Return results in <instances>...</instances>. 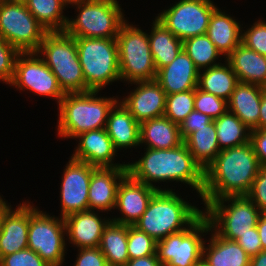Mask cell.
<instances>
[{
	"mask_svg": "<svg viewBox=\"0 0 266 266\" xmlns=\"http://www.w3.org/2000/svg\"><path fill=\"white\" fill-rule=\"evenodd\" d=\"M261 166L251 142L221 150L204 171V205L227 196L247 195Z\"/></svg>",
	"mask_w": 266,
	"mask_h": 266,
	"instance_id": "1",
	"label": "cell"
},
{
	"mask_svg": "<svg viewBox=\"0 0 266 266\" xmlns=\"http://www.w3.org/2000/svg\"><path fill=\"white\" fill-rule=\"evenodd\" d=\"M128 173L136 180L163 191L152 182L180 181L194 188L202 197L204 170L195 161L184 141L171 149L146 148L144 156L127 164Z\"/></svg>",
	"mask_w": 266,
	"mask_h": 266,
	"instance_id": "2",
	"label": "cell"
},
{
	"mask_svg": "<svg viewBox=\"0 0 266 266\" xmlns=\"http://www.w3.org/2000/svg\"><path fill=\"white\" fill-rule=\"evenodd\" d=\"M202 213L203 211L167 188L153 195L134 227L159 241L185 230Z\"/></svg>",
	"mask_w": 266,
	"mask_h": 266,
	"instance_id": "3",
	"label": "cell"
},
{
	"mask_svg": "<svg viewBox=\"0 0 266 266\" xmlns=\"http://www.w3.org/2000/svg\"><path fill=\"white\" fill-rule=\"evenodd\" d=\"M99 91L67 93L59 103L58 134L75 138L79 134L105 128L116 98L96 97Z\"/></svg>",
	"mask_w": 266,
	"mask_h": 266,
	"instance_id": "4",
	"label": "cell"
},
{
	"mask_svg": "<svg viewBox=\"0 0 266 266\" xmlns=\"http://www.w3.org/2000/svg\"><path fill=\"white\" fill-rule=\"evenodd\" d=\"M36 53L43 56L65 94L91 91L85 83L73 36L65 31L47 32Z\"/></svg>",
	"mask_w": 266,
	"mask_h": 266,
	"instance_id": "5",
	"label": "cell"
},
{
	"mask_svg": "<svg viewBox=\"0 0 266 266\" xmlns=\"http://www.w3.org/2000/svg\"><path fill=\"white\" fill-rule=\"evenodd\" d=\"M86 86L100 91L121 80L116 38L74 37Z\"/></svg>",
	"mask_w": 266,
	"mask_h": 266,
	"instance_id": "6",
	"label": "cell"
},
{
	"mask_svg": "<svg viewBox=\"0 0 266 266\" xmlns=\"http://www.w3.org/2000/svg\"><path fill=\"white\" fill-rule=\"evenodd\" d=\"M75 6L78 16L68 19L65 28L73 37L117 38L126 21L117 0H83Z\"/></svg>",
	"mask_w": 266,
	"mask_h": 266,
	"instance_id": "7",
	"label": "cell"
},
{
	"mask_svg": "<svg viewBox=\"0 0 266 266\" xmlns=\"http://www.w3.org/2000/svg\"><path fill=\"white\" fill-rule=\"evenodd\" d=\"M205 207L203 213L211 228L220 237L232 241L256 227L261 215L260 209L247 195L223 197L210 201Z\"/></svg>",
	"mask_w": 266,
	"mask_h": 266,
	"instance_id": "8",
	"label": "cell"
},
{
	"mask_svg": "<svg viewBox=\"0 0 266 266\" xmlns=\"http://www.w3.org/2000/svg\"><path fill=\"white\" fill-rule=\"evenodd\" d=\"M116 41L122 80L134 84L156 79L157 71L147 33L125 21L119 29Z\"/></svg>",
	"mask_w": 266,
	"mask_h": 266,
	"instance_id": "9",
	"label": "cell"
},
{
	"mask_svg": "<svg viewBox=\"0 0 266 266\" xmlns=\"http://www.w3.org/2000/svg\"><path fill=\"white\" fill-rule=\"evenodd\" d=\"M210 222L202 213L188 228L157 241L156 254L163 266H196L202 261L205 241L201 233L210 232Z\"/></svg>",
	"mask_w": 266,
	"mask_h": 266,
	"instance_id": "10",
	"label": "cell"
},
{
	"mask_svg": "<svg viewBox=\"0 0 266 266\" xmlns=\"http://www.w3.org/2000/svg\"><path fill=\"white\" fill-rule=\"evenodd\" d=\"M46 33L25 2L0 3V35L20 52H36Z\"/></svg>",
	"mask_w": 266,
	"mask_h": 266,
	"instance_id": "11",
	"label": "cell"
},
{
	"mask_svg": "<svg viewBox=\"0 0 266 266\" xmlns=\"http://www.w3.org/2000/svg\"><path fill=\"white\" fill-rule=\"evenodd\" d=\"M66 228L63 218L39 211L30 204L28 248L50 266H62L65 256Z\"/></svg>",
	"mask_w": 266,
	"mask_h": 266,
	"instance_id": "12",
	"label": "cell"
},
{
	"mask_svg": "<svg viewBox=\"0 0 266 266\" xmlns=\"http://www.w3.org/2000/svg\"><path fill=\"white\" fill-rule=\"evenodd\" d=\"M216 8L211 0H180L158 14L156 19L184 41L207 33L211 15Z\"/></svg>",
	"mask_w": 266,
	"mask_h": 266,
	"instance_id": "13",
	"label": "cell"
},
{
	"mask_svg": "<svg viewBox=\"0 0 266 266\" xmlns=\"http://www.w3.org/2000/svg\"><path fill=\"white\" fill-rule=\"evenodd\" d=\"M9 84L20 90L27 89L41 96L55 98L58 105L65 95L56 76L36 52H21L18 55Z\"/></svg>",
	"mask_w": 266,
	"mask_h": 266,
	"instance_id": "14",
	"label": "cell"
},
{
	"mask_svg": "<svg viewBox=\"0 0 266 266\" xmlns=\"http://www.w3.org/2000/svg\"><path fill=\"white\" fill-rule=\"evenodd\" d=\"M96 167L86 162L70 159L62 176L60 198L61 218L88 209V189Z\"/></svg>",
	"mask_w": 266,
	"mask_h": 266,
	"instance_id": "15",
	"label": "cell"
},
{
	"mask_svg": "<svg viewBox=\"0 0 266 266\" xmlns=\"http://www.w3.org/2000/svg\"><path fill=\"white\" fill-rule=\"evenodd\" d=\"M158 190L134 179L127 173L120 181L117 189L116 203L114 209H119V218L111 221L134 226L142 214L145 212L150 199Z\"/></svg>",
	"mask_w": 266,
	"mask_h": 266,
	"instance_id": "16",
	"label": "cell"
},
{
	"mask_svg": "<svg viewBox=\"0 0 266 266\" xmlns=\"http://www.w3.org/2000/svg\"><path fill=\"white\" fill-rule=\"evenodd\" d=\"M2 200L0 228V259L3 256L28 248L30 203L23 202L15 210Z\"/></svg>",
	"mask_w": 266,
	"mask_h": 266,
	"instance_id": "17",
	"label": "cell"
},
{
	"mask_svg": "<svg viewBox=\"0 0 266 266\" xmlns=\"http://www.w3.org/2000/svg\"><path fill=\"white\" fill-rule=\"evenodd\" d=\"M138 87L120 102L140 124L164 116L166 93L156 80L134 82Z\"/></svg>",
	"mask_w": 266,
	"mask_h": 266,
	"instance_id": "18",
	"label": "cell"
},
{
	"mask_svg": "<svg viewBox=\"0 0 266 266\" xmlns=\"http://www.w3.org/2000/svg\"><path fill=\"white\" fill-rule=\"evenodd\" d=\"M75 138L79 139L72 159L86 162L96 168L127 167V164H113L116 150L105 128L86 131Z\"/></svg>",
	"mask_w": 266,
	"mask_h": 266,
	"instance_id": "19",
	"label": "cell"
},
{
	"mask_svg": "<svg viewBox=\"0 0 266 266\" xmlns=\"http://www.w3.org/2000/svg\"><path fill=\"white\" fill-rule=\"evenodd\" d=\"M127 173V167L95 168L88 189V209L102 212L113 209L118 185Z\"/></svg>",
	"mask_w": 266,
	"mask_h": 266,
	"instance_id": "20",
	"label": "cell"
},
{
	"mask_svg": "<svg viewBox=\"0 0 266 266\" xmlns=\"http://www.w3.org/2000/svg\"><path fill=\"white\" fill-rule=\"evenodd\" d=\"M199 70L192 59L182 50L168 65L157 71L156 81L166 95L196 89L198 86Z\"/></svg>",
	"mask_w": 266,
	"mask_h": 266,
	"instance_id": "21",
	"label": "cell"
},
{
	"mask_svg": "<svg viewBox=\"0 0 266 266\" xmlns=\"http://www.w3.org/2000/svg\"><path fill=\"white\" fill-rule=\"evenodd\" d=\"M99 217L93 210L81 211L64 218L66 236L77 248L99 247L105 227L111 221Z\"/></svg>",
	"mask_w": 266,
	"mask_h": 266,
	"instance_id": "22",
	"label": "cell"
},
{
	"mask_svg": "<svg viewBox=\"0 0 266 266\" xmlns=\"http://www.w3.org/2000/svg\"><path fill=\"white\" fill-rule=\"evenodd\" d=\"M105 130L116 151L140 146V124L119 101L109 112Z\"/></svg>",
	"mask_w": 266,
	"mask_h": 266,
	"instance_id": "23",
	"label": "cell"
},
{
	"mask_svg": "<svg viewBox=\"0 0 266 266\" xmlns=\"http://www.w3.org/2000/svg\"><path fill=\"white\" fill-rule=\"evenodd\" d=\"M263 87L239 82L230 99L228 111L234 113L250 130L258 129Z\"/></svg>",
	"mask_w": 266,
	"mask_h": 266,
	"instance_id": "24",
	"label": "cell"
},
{
	"mask_svg": "<svg viewBox=\"0 0 266 266\" xmlns=\"http://www.w3.org/2000/svg\"><path fill=\"white\" fill-rule=\"evenodd\" d=\"M226 58L239 82L261 87L266 84V56L240 43Z\"/></svg>",
	"mask_w": 266,
	"mask_h": 266,
	"instance_id": "25",
	"label": "cell"
},
{
	"mask_svg": "<svg viewBox=\"0 0 266 266\" xmlns=\"http://www.w3.org/2000/svg\"><path fill=\"white\" fill-rule=\"evenodd\" d=\"M212 237L208 247L203 246L202 261L208 266H250V256L236 242L220 237L210 228Z\"/></svg>",
	"mask_w": 266,
	"mask_h": 266,
	"instance_id": "26",
	"label": "cell"
},
{
	"mask_svg": "<svg viewBox=\"0 0 266 266\" xmlns=\"http://www.w3.org/2000/svg\"><path fill=\"white\" fill-rule=\"evenodd\" d=\"M241 29L233 17L217 7L211 15L206 34L217 50L227 57L241 43Z\"/></svg>",
	"mask_w": 266,
	"mask_h": 266,
	"instance_id": "27",
	"label": "cell"
},
{
	"mask_svg": "<svg viewBox=\"0 0 266 266\" xmlns=\"http://www.w3.org/2000/svg\"><path fill=\"white\" fill-rule=\"evenodd\" d=\"M183 142L179 125L167 117L153 118L140 123V144L151 149H171Z\"/></svg>",
	"mask_w": 266,
	"mask_h": 266,
	"instance_id": "28",
	"label": "cell"
},
{
	"mask_svg": "<svg viewBox=\"0 0 266 266\" xmlns=\"http://www.w3.org/2000/svg\"><path fill=\"white\" fill-rule=\"evenodd\" d=\"M148 35L156 71L170 64L183 50L182 40L177 38L156 18Z\"/></svg>",
	"mask_w": 266,
	"mask_h": 266,
	"instance_id": "29",
	"label": "cell"
},
{
	"mask_svg": "<svg viewBox=\"0 0 266 266\" xmlns=\"http://www.w3.org/2000/svg\"><path fill=\"white\" fill-rule=\"evenodd\" d=\"M225 62V65L220 63L219 65L203 69L202 71L204 72L200 70L197 87L204 92L211 93L228 101L239 80L230 64L227 61Z\"/></svg>",
	"mask_w": 266,
	"mask_h": 266,
	"instance_id": "30",
	"label": "cell"
},
{
	"mask_svg": "<svg viewBox=\"0 0 266 266\" xmlns=\"http://www.w3.org/2000/svg\"><path fill=\"white\" fill-rule=\"evenodd\" d=\"M184 143L204 171L221 151L214 121L191 133Z\"/></svg>",
	"mask_w": 266,
	"mask_h": 266,
	"instance_id": "31",
	"label": "cell"
},
{
	"mask_svg": "<svg viewBox=\"0 0 266 266\" xmlns=\"http://www.w3.org/2000/svg\"><path fill=\"white\" fill-rule=\"evenodd\" d=\"M99 248L108 266H126L129 260L127 225L110 221L103 231Z\"/></svg>",
	"mask_w": 266,
	"mask_h": 266,
	"instance_id": "32",
	"label": "cell"
},
{
	"mask_svg": "<svg viewBox=\"0 0 266 266\" xmlns=\"http://www.w3.org/2000/svg\"><path fill=\"white\" fill-rule=\"evenodd\" d=\"M27 9L46 32H63L68 17L63 15L65 5L60 0H25Z\"/></svg>",
	"mask_w": 266,
	"mask_h": 266,
	"instance_id": "33",
	"label": "cell"
},
{
	"mask_svg": "<svg viewBox=\"0 0 266 266\" xmlns=\"http://www.w3.org/2000/svg\"><path fill=\"white\" fill-rule=\"evenodd\" d=\"M220 150L241 146L250 142V132L232 112L226 111L214 119Z\"/></svg>",
	"mask_w": 266,
	"mask_h": 266,
	"instance_id": "34",
	"label": "cell"
},
{
	"mask_svg": "<svg viewBox=\"0 0 266 266\" xmlns=\"http://www.w3.org/2000/svg\"><path fill=\"white\" fill-rule=\"evenodd\" d=\"M183 50L192 59L195 67L200 69L210 68L219 63H215L216 59L222 55L209 39L207 34L198 35L182 41Z\"/></svg>",
	"mask_w": 266,
	"mask_h": 266,
	"instance_id": "35",
	"label": "cell"
},
{
	"mask_svg": "<svg viewBox=\"0 0 266 266\" xmlns=\"http://www.w3.org/2000/svg\"><path fill=\"white\" fill-rule=\"evenodd\" d=\"M195 89L166 96L164 116L177 125L194 110Z\"/></svg>",
	"mask_w": 266,
	"mask_h": 266,
	"instance_id": "36",
	"label": "cell"
},
{
	"mask_svg": "<svg viewBox=\"0 0 266 266\" xmlns=\"http://www.w3.org/2000/svg\"><path fill=\"white\" fill-rule=\"evenodd\" d=\"M157 241L134 226L127 225V251L129 259L154 255Z\"/></svg>",
	"mask_w": 266,
	"mask_h": 266,
	"instance_id": "37",
	"label": "cell"
},
{
	"mask_svg": "<svg viewBox=\"0 0 266 266\" xmlns=\"http://www.w3.org/2000/svg\"><path fill=\"white\" fill-rule=\"evenodd\" d=\"M194 110L208 115L213 120L228 110L227 101L211 93L195 89Z\"/></svg>",
	"mask_w": 266,
	"mask_h": 266,
	"instance_id": "38",
	"label": "cell"
},
{
	"mask_svg": "<svg viewBox=\"0 0 266 266\" xmlns=\"http://www.w3.org/2000/svg\"><path fill=\"white\" fill-rule=\"evenodd\" d=\"M21 52L0 35V80L9 84L13 78L15 63Z\"/></svg>",
	"mask_w": 266,
	"mask_h": 266,
	"instance_id": "39",
	"label": "cell"
},
{
	"mask_svg": "<svg viewBox=\"0 0 266 266\" xmlns=\"http://www.w3.org/2000/svg\"><path fill=\"white\" fill-rule=\"evenodd\" d=\"M241 43L266 56V22L258 20L247 31L242 32Z\"/></svg>",
	"mask_w": 266,
	"mask_h": 266,
	"instance_id": "40",
	"label": "cell"
},
{
	"mask_svg": "<svg viewBox=\"0 0 266 266\" xmlns=\"http://www.w3.org/2000/svg\"><path fill=\"white\" fill-rule=\"evenodd\" d=\"M0 266H50L36 252L26 248L0 259Z\"/></svg>",
	"mask_w": 266,
	"mask_h": 266,
	"instance_id": "41",
	"label": "cell"
},
{
	"mask_svg": "<svg viewBox=\"0 0 266 266\" xmlns=\"http://www.w3.org/2000/svg\"><path fill=\"white\" fill-rule=\"evenodd\" d=\"M247 196L266 214V166H261Z\"/></svg>",
	"mask_w": 266,
	"mask_h": 266,
	"instance_id": "42",
	"label": "cell"
},
{
	"mask_svg": "<svg viewBox=\"0 0 266 266\" xmlns=\"http://www.w3.org/2000/svg\"><path fill=\"white\" fill-rule=\"evenodd\" d=\"M213 119L206 114L193 110L179 125L180 136L184 141L191 133L211 123Z\"/></svg>",
	"mask_w": 266,
	"mask_h": 266,
	"instance_id": "43",
	"label": "cell"
},
{
	"mask_svg": "<svg viewBox=\"0 0 266 266\" xmlns=\"http://www.w3.org/2000/svg\"><path fill=\"white\" fill-rule=\"evenodd\" d=\"M74 266H108L99 247L79 248Z\"/></svg>",
	"mask_w": 266,
	"mask_h": 266,
	"instance_id": "44",
	"label": "cell"
},
{
	"mask_svg": "<svg viewBox=\"0 0 266 266\" xmlns=\"http://www.w3.org/2000/svg\"><path fill=\"white\" fill-rule=\"evenodd\" d=\"M236 242L250 257L257 255L260 251H262V245L257 232V227L250 228V232L242 235L236 240Z\"/></svg>",
	"mask_w": 266,
	"mask_h": 266,
	"instance_id": "45",
	"label": "cell"
},
{
	"mask_svg": "<svg viewBox=\"0 0 266 266\" xmlns=\"http://www.w3.org/2000/svg\"><path fill=\"white\" fill-rule=\"evenodd\" d=\"M250 142L259 163L266 166V129L251 130Z\"/></svg>",
	"mask_w": 266,
	"mask_h": 266,
	"instance_id": "46",
	"label": "cell"
},
{
	"mask_svg": "<svg viewBox=\"0 0 266 266\" xmlns=\"http://www.w3.org/2000/svg\"><path fill=\"white\" fill-rule=\"evenodd\" d=\"M126 266H163L157 257V254L129 259Z\"/></svg>",
	"mask_w": 266,
	"mask_h": 266,
	"instance_id": "47",
	"label": "cell"
},
{
	"mask_svg": "<svg viewBox=\"0 0 266 266\" xmlns=\"http://www.w3.org/2000/svg\"><path fill=\"white\" fill-rule=\"evenodd\" d=\"M256 227L262 245V251H266V214L260 215Z\"/></svg>",
	"mask_w": 266,
	"mask_h": 266,
	"instance_id": "48",
	"label": "cell"
},
{
	"mask_svg": "<svg viewBox=\"0 0 266 266\" xmlns=\"http://www.w3.org/2000/svg\"><path fill=\"white\" fill-rule=\"evenodd\" d=\"M258 129H266V93L264 91L260 105Z\"/></svg>",
	"mask_w": 266,
	"mask_h": 266,
	"instance_id": "49",
	"label": "cell"
},
{
	"mask_svg": "<svg viewBox=\"0 0 266 266\" xmlns=\"http://www.w3.org/2000/svg\"><path fill=\"white\" fill-rule=\"evenodd\" d=\"M250 266H266V251H260L250 258Z\"/></svg>",
	"mask_w": 266,
	"mask_h": 266,
	"instance_id": "50",
	"label": "cell"
},
{
	"mask_svg": "<svg viewBox=\"0 0 266 266\" xmlns=\"http://www.w3.org/2000/svg\"><path fill=\"white\" fill-rule=\"evenodd\" d=\"M65 6L66 5H76L79 1H83V0H60Z\"/></svg>",
	"mask_w": 266,
	"mask_h": 266,
	"instance_id": "51",
	"label": "cell"
},
{
	"mask_svg": "<svg viewBox=\"0 0 266 266\" xmlns=\"http://www.w3.org/2000/svg\"><path fill=\"white\" fill-rule=\"evenodd\" d=\"M1 220H2V201L0 202V228H1Z\"/></svg>",
	"mask_w": 266,
	"mask_h": 266,
	"instance_id": "52",
	"label": "cell"
},
{
	"mask_svg": "<svg viewBox=\"0 0 266 266\" xmlns=\"http://www.w3.org/2000/svg\"><path fill=\"white\" fill-rule=\"evenodd\" d=\"M196 266H208L204 261H200Z\"/></svg>",
	"mask_w": 266,
	"mask_h": 266,
	"instance_id": "53",
	"label": "cell"
},
{
	"mask_svg": "<svg viewBox=\"0 0 266 266\" xmlns=\"http://www.w3.org/2000/svg\"><path fill=\"white\" fill-rule=\"evenodd\" d=\"M4 1H19V2H24L25 0H4Z\"/></svg>",
	"mask_w": 266,
	"mask_h": 266,
	"instance_id": "54",
	"label": "cell"
},
{
	"mask_svg": "<svg viewBox=\"0 0 266 266\" xmlns=\"http://www.w3.org/2000/svg\"><path fill=\"white\" fill-rule=\"evenodd\" d=\"M263 91L266 93V84L263 86Z\"/></svg>",
	"mask_w": 266,
	"mask_h": 266,
	"instance_id": "55",
	"label": "cell"
}]
</instances>
